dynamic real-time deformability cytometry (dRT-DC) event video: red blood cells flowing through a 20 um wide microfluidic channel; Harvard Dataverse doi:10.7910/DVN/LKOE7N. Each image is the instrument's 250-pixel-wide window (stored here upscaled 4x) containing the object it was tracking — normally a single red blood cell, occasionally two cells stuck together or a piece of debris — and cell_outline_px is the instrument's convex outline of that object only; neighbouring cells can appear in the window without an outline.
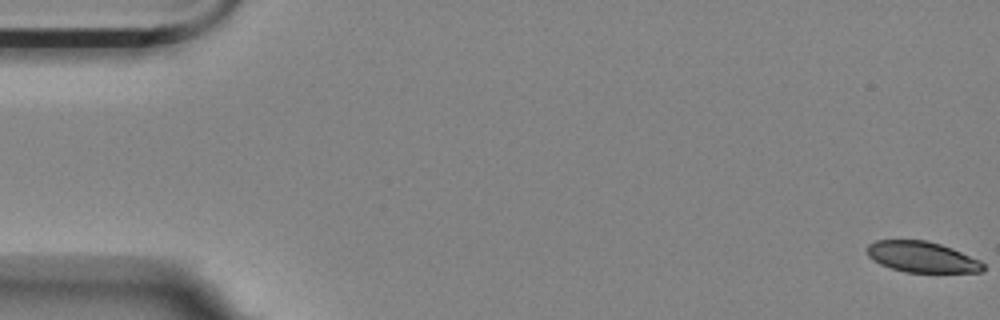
{"species": "Egyptian fruit bat (a non-hibernating species)", "species_latin": "Rousettus aegyptiacus", "temperature_condition": "room temperature", "stored_images_in_passage": 5, "camera_frame_rate_fps": 3000, "um_per_image_px": 0.085, "animal": {"sex": "female"}, "frame": {"image": 1, "passage_image": 1, "time_ms": 0.0, "image_size_px": [1000, 320], "cell_outline_px": [[984, 272], [904, 272], [880, 264], [872, 260], [868, 256], [868, 244], [876, 240], [928, 240], [952, 248], [980, 260], [984, 264]], "centroid_in_image_um": [78.37, 21.84], "position_along_channel_um": 6.6, "area_um2": 20.87}}
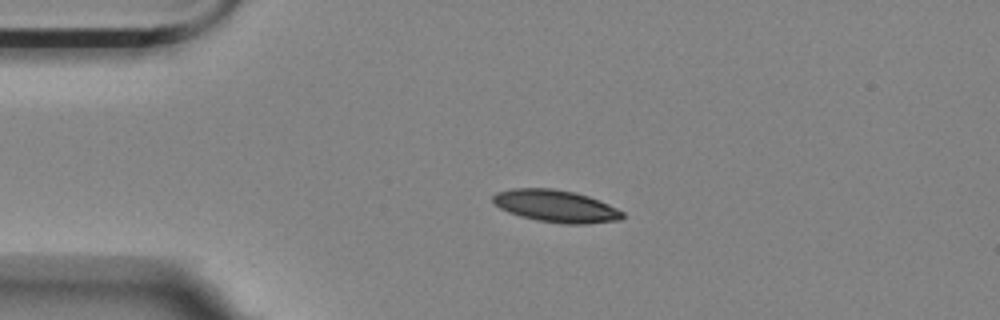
{"frame": {"image": 2, "passage_image": 4, "time_ms": 4.0, "image_size_px": [1000, 320], "cell_outline_px": [[624, 216], [620, 220], [588, 224], [564, 224], [536, 220], [520, 216], [508, 212], [500, 208], [492, 200], [492, 196], [496, 192], [512, 188], [552, 188], [576, 192], [600, 200], [624, 212]], "centroid_in_image_um": [47.26, 17.52], "position_along_channel_um": 37.7, "area_um2": 24.51}}